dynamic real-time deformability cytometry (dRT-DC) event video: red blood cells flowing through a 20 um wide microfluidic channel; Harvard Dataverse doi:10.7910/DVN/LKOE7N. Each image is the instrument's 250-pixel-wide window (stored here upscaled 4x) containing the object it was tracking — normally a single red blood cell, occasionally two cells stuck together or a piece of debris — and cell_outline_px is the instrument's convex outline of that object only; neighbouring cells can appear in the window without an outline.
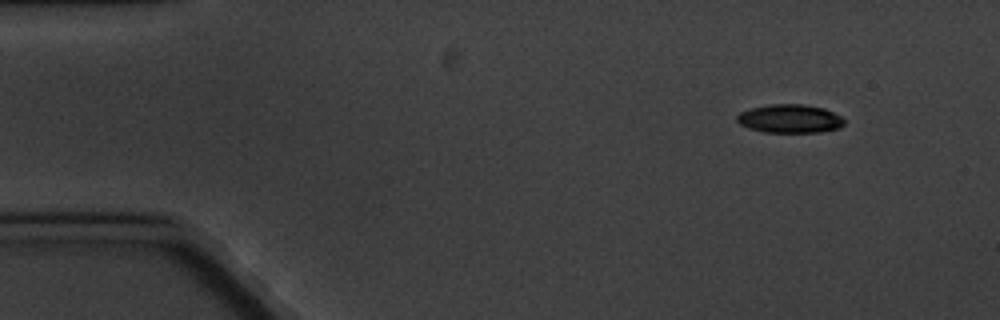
{"species": "common noctule bat (a hibernating species)", "species_latin": "Nyctalus noctula", "temperature_condition": "cold", "stored_images_in_passage": 5, "camera_frame_rate_fps": 3000, "um_per_image_px": 0.085, "animal": {"sex": "male", "body_mass_g": 20.1, "forearm_length_mm": 53.5}, "frame": {"image": 1, "passage_image": 1, "time_ms": 0.0, "image_size_px": [1000, 320], "cell_outline_px": [[844, 124], [840, 128], [820, 132], [764, 132], [748, 128], [740, 124], [736, 120], [736, 116], [740, 112], [752, 108], [772, 104], [800, 104], [824, 108], [840, 116], [844, 120]], "centroid_in_image_um": [67.13, 10.09], "position_along_channel_um": 17.9, "area_um2": 17.74}}